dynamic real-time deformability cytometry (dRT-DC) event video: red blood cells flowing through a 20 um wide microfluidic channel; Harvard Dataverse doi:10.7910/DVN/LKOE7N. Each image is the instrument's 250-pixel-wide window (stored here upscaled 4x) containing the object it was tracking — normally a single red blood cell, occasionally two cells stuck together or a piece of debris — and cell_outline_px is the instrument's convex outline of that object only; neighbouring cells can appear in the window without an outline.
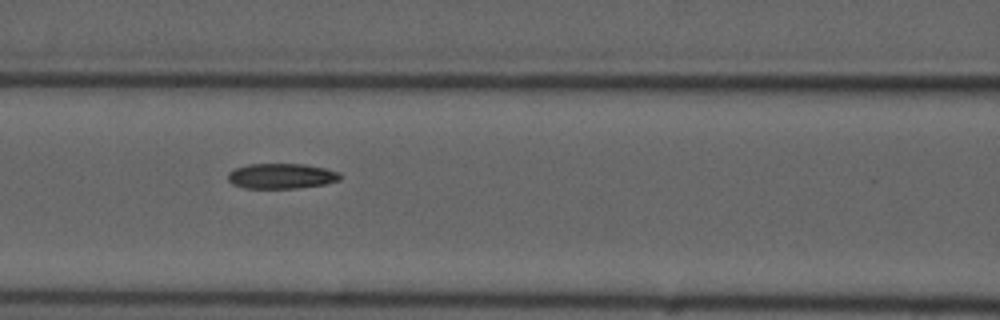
{"species": "common noctule bat (a hibernating species)", "species_latin": "Nyctalus noctula", "temperature_condition": "cold", "stored_images_in_passage": 5, "camera_frame_rate_fps": 3000, "um_per_image_px": 0.085, "animal": {"sex": "male", "forearm_length_mm": 52.5}, "frame": {"image": 1, "passage_image": 4, "time_ms": 3.333, "image_size_px": [1000, 320], "cell_outline_px": [[344, 176], [340, 180], [324, 184], [296, 188], [244, 188], [232, 184], [228, 180], [228, 172], [236, 168], [248, 164], [304, 164], [324, 168], [340, 172]], "centroid_in_image_um": [23.94, 14.96], "position_along_channel_um": 142.7, "area_um2": 16.59}}
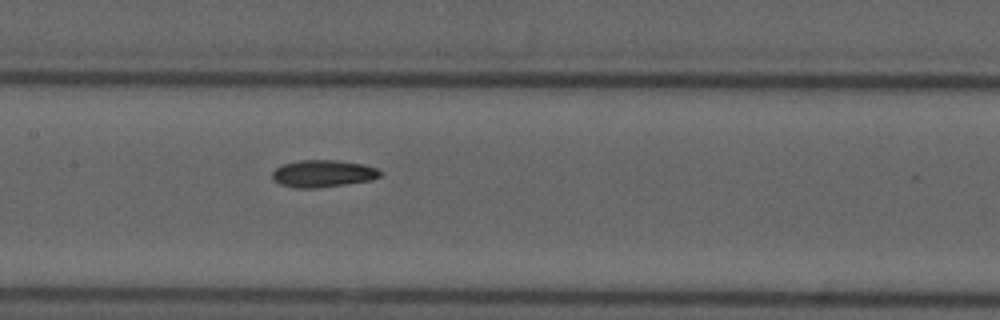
{"frame": {"image": 2, "passage_image": 5, "time_ms": 4.333, "image_size_px": [1000, 320], "cell_outline_px": [[384, 172], [380, 176], [372, 180], [316, 188], [296, 188], [280, 184], [272, 180], [272, 172], [276, 168], [284, 164], [300, 160], [336, 160], [360, 164], [376, 168]], "centroid_in_image_um": [27.44, 14.76], "position_along_channel_um": 180.0, "area_um2": 16.99}}